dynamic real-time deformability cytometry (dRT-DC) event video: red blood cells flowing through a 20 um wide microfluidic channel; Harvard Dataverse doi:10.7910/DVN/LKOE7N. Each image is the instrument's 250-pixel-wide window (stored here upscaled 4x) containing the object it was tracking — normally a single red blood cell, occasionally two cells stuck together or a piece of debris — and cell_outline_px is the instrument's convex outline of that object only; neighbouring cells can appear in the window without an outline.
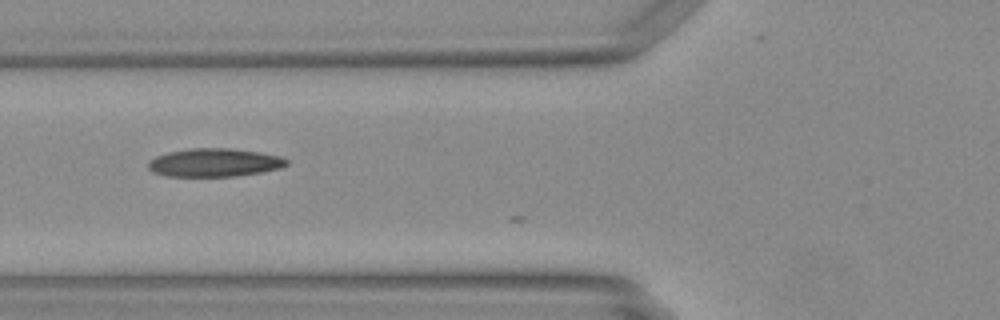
{"species": "Egyptian fruit bat (a non-hibernating species)", "species_latin": "Rousettus aegyptiacus", "temperature_condition": "warm", "stored_images_in_passage": 10, "camera_frame_rate_fps": 3000, "um_per_image_px": 0.085, "animal": {"sex": "female"}, "frame": {"image": 1, "passage_image": 7, "time_ms": 2.0, "image_size_px": [1000, 320], "cell_outline_px": [[288, 164], [280, 168], [260, 172], [236, 176], [168, 176], [152, 172], [148, 168], [148, 160], [156, 156], [168, 152], [192, 148], [232, 148], [260, 152], [280, 156], [288, 160]], "centroid_in_image_um": [18.21, 13.81], "position_along_channel_um": 107.6, "area_um2": 22.83}}